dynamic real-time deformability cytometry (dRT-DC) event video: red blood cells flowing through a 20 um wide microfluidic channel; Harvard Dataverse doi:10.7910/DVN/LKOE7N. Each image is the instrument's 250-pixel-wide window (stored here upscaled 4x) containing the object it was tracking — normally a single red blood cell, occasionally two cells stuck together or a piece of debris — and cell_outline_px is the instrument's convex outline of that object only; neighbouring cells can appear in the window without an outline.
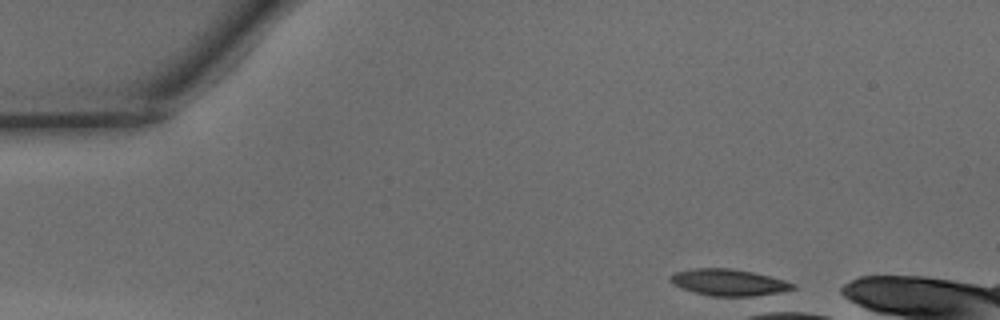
{"species": "common noctule bat (a hibernating species)", "species_latin": "Nyctalus noctula", "temperature_condition": "warm", "stored_images_in_passage": 2, "camera_frame_rate_fps": 3000, "um_per_image_px": 0.085, "animal": {"sex": "male", "body_mass_g": 15.6}, "frame": {"image": 1, "passage_image": 1, "time_ms": 0.0, "image_size_px": [1000, 320], "cell_outline_px": [[796, 288], [768, 296], [712, 296], [696, 292], [672, 284], [668, 280], [668, 276], [672, 272], [692, 268], [732, 268], [752, 272], [784, 280], [796, 284]], "centroid_in_image_um": [61.94, 24.0], "position_along_channel_um": 23.1, "area_um2": 19.25}}